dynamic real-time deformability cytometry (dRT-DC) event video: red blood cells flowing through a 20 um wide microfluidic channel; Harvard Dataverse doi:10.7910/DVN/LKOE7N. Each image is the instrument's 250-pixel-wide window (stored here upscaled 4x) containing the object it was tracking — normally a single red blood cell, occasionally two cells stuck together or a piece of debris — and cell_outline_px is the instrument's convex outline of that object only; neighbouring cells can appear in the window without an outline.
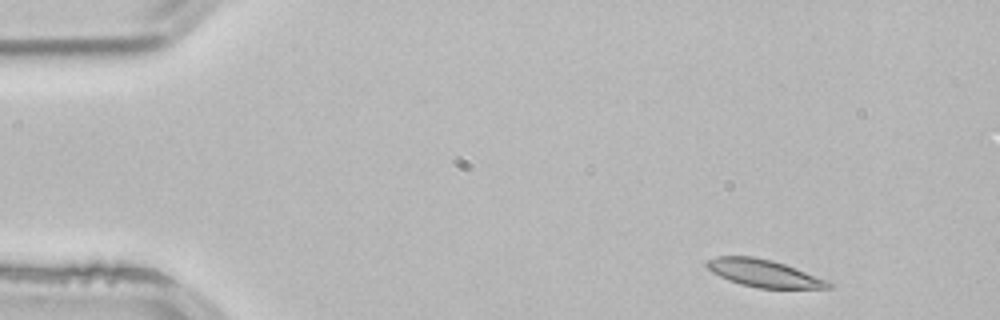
{"species": "common noctule bat (a hibernating species)", "species_latin": "Nyctalus noctula", "temperature_condition": "room temperature", "stored_images_in_passage": 3, "camera_frame_rate_fps": 3000, "um_per_image_px": 0.085, "animal": {"sex": "male", "body_mass_g": 21.5, "forearm_length_mm": 52.0}, "frame": {"image": 1, "passage_image": 1, "time_ms": 0.0, "image_size_px": [1000, 320], "cell_outline_px": [[832, 288], [756, 288], [740, 284], [728, 280], [712, 272], [704, 264], [708, 260], [716, 256], [752, 256], [772, 260], [796, 268], [824, 280], [832, 284]], "centroid_in_image_um": [64.86, 23.22], "position_along_channel_um": 20.1, "area_um2": 19.19}}
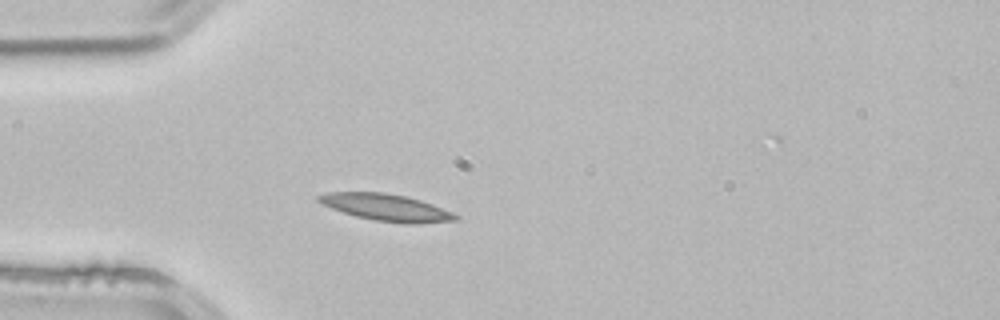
{"frame": {"image": 2, "passage_image": 3, "time_ms": 0.667, "image_size_px": [1000, 320], "cell_outline_px": [[460, 220], [416, 224], [404, 224], [376, 220], [356, 216], [320, 204], [316, 200], [316, 196], [328, 192], [384, 192], [404, 196], [420, 200], [432, 204], [452, 212], [460, 216]], "centroid_in_image_um": [32.84, 17.64], "position_along_channel_um": 52.2, "area_um2": 21.5}}